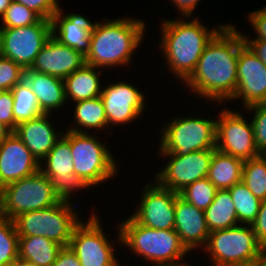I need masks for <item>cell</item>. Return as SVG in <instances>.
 <instances>
[{
  "label": "cell",
  "mask_w": 266,
  "mask_h": 266,
  "mask_svg": "<svg viewBox=\"0 0 266 266\" xmlns=\"http://www.w3.org/2000/svg\"><path fill=\"white\" fill-rule=\"evenodd\" d=\"M117 230L116 243H121L152 265L182 263L180 261L191 253L181 243L174 229L149 228L137 223L130 216L119 222Z\"/></svg>",
  "instance_id": "4"
},
{
  "label": "cell",
  "mask_w": 266,
  "mask_h": 266,
  "mask_svg": "<svg viewBox=\"0 0 266 266\" xmlns=\"http://www.w3.org/2000/svg\"><path fill=\"white\" fill-rule=\"evenodd\" d=\"M24 80L28 83L43 114H52L67 103L64 80L45 73L25 69Z\"/></svg>",
  "instance_id": "23"
},
{
  "label": "cell",
  "mask_w": 266,
  "mask_h": 266,
  "mask_svg": "<svg viewBox=\"0 0 266 266\" xmlns=\"http://www.w3.org/2000/svg\"><path fill=\"white\" fill-rule=\"evenodd\" d=\"M251 225L258 242L266 250V199L262 200L256 220Z\"/></svg>",
  "instance_id": "40"
},
{
  "label": "cell",
  "mask_w": 266,
  "mask_h": 266,
  "mask_svg": "<svg viewBox=\"0 0 266 266\" xmlns=\"http://www.w3.org/2000/svg\"><path fill=\"white\" fill-rule=\"evenodd\" d=\"M51 36V20L42 18L26 27L0 28V55L29 69Z\"/></svg>",
  "instance_id": "12"
},
{
  "label": "cell",
  "mask_w": 266,
  "mask_h": 266,
  "mask_svg": "<svg viewBox=\"0 0 266 266\" xmlns=\"http://www.w3.org/2000/svg\"><path fill=\"white\" fill-rule=\"evenodd\" d=\"M210 256V266H251L265 251L252 225L242 224L211 231L202 250Z\"/></svg>",
  "instance_id": "5"
},
{
  "label": "cell",
  "mask_w": 266,
  "mask_h": 266,
  "mask_svg": "<svg viewBox=\"0 0 266 266\" xmlns=\"http://www.w3.org/2000/svg\"><path fill=\"white\" fill-rule=\"evenodd\" d=\"M84 64L64 79L66 100L75 103L100 97L103 85L100 76L103 69ZM71 99V100H70Z\"/></svg>",
  "instance_id": "24"
},
{
  "label": "cell",
  "mask_w": 266,
  "mask_h": 266,
  "mask_svg": "<svg viewBox=\"0 0 266 266\" xmlns=\"http://www.w3.org/2000/svg\"><path fill=\"white\" fill-rule=\"evenodd\" d=\"M25 69L13 60L0 55V91L12 90L24 80Z\"/></svg>",
  "instance_id": "36"
},
{
  "label": "cell",
  "mask_w": 266,
  "mask_h": 266,
  "mask_svg": "<svg viewBox=\"0 0 266 266\" xmlns=\"http://www.w3.org/2000/svg\"><path fill=\"white\" fill-rule=\"evenodd\" d=\"M201 0H171L176 8H178V13L181 17H189L191 19L192 14L194 15V10L198 6V2Z\"/></svg>",
  "instance_id": "43"
},
{
  "label": "cell",
  "mask_w": 266,
  "mask_h": 266,
  "mask_svg": "<svg viewBox=\"0 0 266 266\" xmlns=\"http://www.w3.org/2000/svg\"><path fill=\"white\" fill-rule=\"evenodd\" d=\"M247 15V20L256 33L254 38L266 40V6L264 5L261 9L252 11Z\"/></svg>",
  "instance_id": "39"
},
{
  "label": "cell",
  "mask_w": 266,
  "mask_h": 266,
  "mask_svg": "<svg viewBox=\"0 0 266 266\" xmlns=\"http://www.w3.org/2000/svg\"><path fill=\"white\" fill-rule=\"evenodd\" d=\"M18 246L14 221L3 217L0 220V265L12 264L19 257Z\"/></svg>",
  "instance_id": "33"
},
{
  "label": "cell",
  "mask_w": 266,
  "mask_h": 266,
  "mask_svg": "<svg viewBox=\"0 0 266 266\" xmlns=\"http://www.w3.org/2000/svg\"><path fill=\"white\" fill-rule=\"evenodd\" d=\"M13 131L6 126L4 123L0 122V142L8 137Z\"/></svg>",
  "instance_id": "44"
},
{
  "label": "cell",
  "mask_w": 266,
  "mask_h": 266,
  "mask_svg": "<svg viewBox=\"0 0 266 266\" xmlns=\"http://www.w3.org/2000/svg\"><path fill=\"white\" fill-rule=\"evenodd\" d=\"M243 160L214 150L207 178L218 190L230 189L242 181Z\"/></svg>",
  "instance_id": "25"
},
{
  "label": "cell",
  "mask_w": 266,
  "mask_h": 266,
  "mask_svg": "<svg viewBox=\"0 0 266 266\" xmlns=\"http://www.w3.org/2000/svg\"><path fill=\"white\" fill-rule=\"evenodd\" d=\"M248 112L253 113L251 125L254 133V141L259 154H266V103H258L245 107ZM252 111V112H251Z\"/></svg>",
  "instance_id": "35"
},
{
  "label": "cell",
  "mask_w": 266,
  "mask_h": 266,
  "mask_svg": "<svg viewBox=\"0 0 266 266\" xmlns=\"http://www.w3.org/2000/svg\"><path fill=\"white\" fill-rule=\"evenodd\" d=\"M12 266H37L36 264L32 263L29 260H25L22 258H16L15 261L12 263Z\"/></svg>",
  "instance_id": "45"
},
{
  "label": "cell",
  "mask_w": 266,
  "mask_h": 266,
  "mask_svg": "<svg viewBox=\"0 0 266 266\" xmlns=\"http://www.w3.org/2000/svg\"><path fill=\"white\" fill-rule=\"evenodd\" d=\"M85 64V56L51 36L35 57L30 70L65 79Z\"/></svg>",
  "instance_id": "19"
},
{
  "label": "cell",
  "mask_w": 266,
  "mask_h": 266,
  "mask_svg": "<svg viewBox=\"0 0 266 266\" xmlns=\"http://www.w3.org/2000/svg\"><path fill=\"white\" fill-rule=\"evenodd\" d=\"M245 44L250 50L266 65V40L263 39H249L247 34H242Z\"/></svg>",
  "instance_id": "42"
},
{
  "label": "cell",
  "mask_w": 266,
  "mask_h": 266,
  "mask_svg": "<svg viewBox=\"0 0 266 266\" xmlns=\"http://www.w3.org/2000/svg\"><path fill=\"white\" fill-rule=\"evenodd\" d=\"M204 215L210 232L239 225L234 203L228 189L216 191L213 202L204 211Z\"/></svg>",
  "instance_id": "28"
},
{
  "label": "cell",
  "mask_w": 266,
  "mask_h": 266,
  "mask_svg": "<svg viewBox=\"0 0 266 266\" xmlns=\"http://www.w3.org/2000/svg\"><path fill=\"white\" fill-rule=\"evenodd\" d=\"M90 214L87 222L82 220L75 227L69 246L81 266H121L115 255L114 242L105 235L100 216Z\"/></svg>",
  "instance_id": "10"
},
{
  "label": "cell",
  "mask_w": 266,
  "mask_h": 266,
  "mask_svg": "<svg viewBox=\"0 0 266 266\" xmlns=\"http://www.w3.org/2000/svg\"><path fill=\"white\" fill-rule=\"evenodd\" d=\"M244 45L242 33L231 23L225 24L206 45L184 86L213 103L230 101L237 89V61Z\"/></svg>",
  "instance_id": "1"
},
{
  "label": "cell",
  "mask_w": 266,
  "mask_h": 266,
  "mask_svg": "<svg viewBox=\"0 0 266 266\" xmlns=\"http://www.w3.org/2000/svg\"><path fill=\"white\" fill-rule=\"evenodd\" d=\"M97 22L90 34V49L85 63L104 70L130 65L134 52L145 38L146 22L142 19L124 18Z\"/></svg>",
  "instance_id": "3"
},
{
  "label": "cell",
  "mask_w": 266,
  "mask_h": 266,
  "mask_svg": "<svg viewBox=\"0 0 266 266\" xmlns=\"http://www.w3.org/2000/svg\"><path fill=\"white\" fill-rule=\"evenodd\" d=\"M74 106L72 119L76 121V126H69L67 130L79 133H88L89 129L94 130V133L96 131L98 133L99 130H109L105 108L100 97L77 101Z\"/></svg>",
  "instance_id": "26"
},
{
  "label": "cell",
  "mask_w": 266,
  "mask_h": 266,
  "mask_svg": "<svg viewBox=\"0 0 266 266\" xmlns=\"http://www.w3.org/2000/svg\"><path fill=\"white\" fill-rule=\"evenodd\" d=\"M138 86L123 80L102 87L100 98L107 117V126L127 125L143 114L146 99Z\"/></svg>",
  "instance_id": "16"
},
{
  "label": "cell",
  "mask_w": 266,
  "mask_h": 266,
  "mask_svg": "<svg viewBox=\"0 0 266 266\" xmlns=\"http://www.w3.org/2000/svg\"><path fill=\"white\" fill-rule=\"evenodd\" d=\"M242 100L247 107L266 103V65L245 44L240 50L237 61V89L230 100Z\"/></svg>",
  "instance_id": "17"
},
{
  "label": "cell",
  "mask_w": 266,
  "mask_h": 266,
  "mask_svg": "<svg viewBox=\"0 0 266 266\" xmlns=\"http://www.w3.org/2000/svg\"><path fill=\"white\" fill-rule=\"evenodd\" d=\"M0 198L3 217L11 220L28 211L52 207L60 201L50 179L40 170L3 186Z\"/></svg>",
  "instance_id": "9"
},
{
  "label": "cell",
  "mask_w": 266,
  "mask_h": 266,
  "mask_svg": "<svg viewBox=\"0 0 266 266\" xmlns=\"http://www.w3.org/2000/svg\"><path fill=\"white\" fill-rule=\"evenodd\" d=\"M220 111L216 119V149L243 161L259 156L251 122L238 110L225 107Z\"/></svg>",
  "instance_id": "13"
},
{
  "label": "cell",
  "mask_w": 266,
  "mask_h": 266,
  "mask_svg": "<svg viewBox=\"0 0 266 266\" xmlns=\"http://www.w3.org/2000/svg\"><path fill=\"white\" fill-rule=\"evenodd\" d=\"M214 150L195 151L184 156L175 153L159 154L158 157H167L169 160L163 165V169L157 170L155 181L160 186L179 193L187 185L207 177Z\"/></svg>",
  "instance_id": "14"
},
{
  "label": "cell",
  "mask_w": 266,
  "mask_h": 266,
  "mask_svg": "<svg viewBox=\"0 0 266 266\" xmlns=\"http://www.w3.org/2000/svg\"><path fill=\"white\" fill-rule=\"evenodd\" d=\"M242 182L255 197L266 199V155L260 154L243 162Z\"/></svg>",
  "instance_id": "31"
},
{
  "label": "cell",
  "mask_w": 266,
  "mask_h": 266,
  "mask_svg": "<svg viewBox=\"0 0 266 266\" xmlns=\"http://www.w3.org/2000/svg\"><path fill=\"white\" fill-rule=\"evenodd\" d=\"M14 96L11 90L0 91V122L8 126L12 131L17 127L13 115Z\"/></svg>",
  "instance_id": "38"
},
{
  "label": "cell",
  "mask_w": 266,
  "mask_h": 266,
  "mask_svg": "<svg viewBox=\"0 0 266 266\" xmlns=\"http://www.w3.org/2000/svg\"><path fill=\"white\" fill-rule=\"evenodd\" d=\"M52 266H81L76 253L70 246L62 247Z\"/></svg>",
  "instance_id": "41"
},
{
  "label": "cell",
  "mask_w": 266,
  "mask_h": 266,
  "mask_svg": "<svg viewBox=\"0 0 266 266\" xmlns=\"http://www.w3.org/2000/svg\"><path fill=\"white\" fill-rule=\"evenodd\" d=\"M156 266H189V264L186 265V262L183 263V261H182V263H176V264H159V265H156Z\"/></svg>",
  "instance_id": "48"
},
{
  "label": "cell",
  "mask_w": 266,
  "mask_h": 266,
  "mask_svg": "<svg viewBox=\"0 0 266 266\" xmlns=\"http://www.w3.org/2000/svg\"><path fill=\"white\" fill-rule=\"evenodd\" d=\"M41 17L23 4L12 1L1 17L0 28L26 27L37 23Z\"/></svg>",
  "instance_id": "34"
},
{
  "label": "cell",
  "mask_w": 266,
  "mask_h": 266,
  "mask_svg": "<svg viewBox=\"0 0 266 266\" xmlns=\"http://www.w3.org/2000/svg\"><path fill=\"white\" fill-rule=\"evenodd\" d=\"M0 266H12V264H5V265H0Z\"/></svg>",
  "instance_id": "50"
},
{
  "label": "cell",
  "mask_w": 266,
  "mask_h": 266,
  "mask_svg": "<svg viewBox=\"0 0 266 266\" xmlns=\"http://www.w3.org/2000/svg\"><path fill=\"white\" fill-rule=\"evenodd\" d=\"M89 133L70 131L74 173L90 187L98 186L118 174V163L107 143Z\"/></svg>",
  "instance_id": "8"
},
{
  "label": "cell",
  "mask_w": 266,
  "mask_h": 266,
  "mask_svg": "<svg viewBox=\"0 0 266 266\" xmlns=\"http://www.w3.org/2000/svg\"><path fill=\"white\" fill-rule=\"evenodd\" d=\"M33 10L42 19L51 20L53 15L60 10L58 0H13Z\"/></svg>",
  "instance_id": "37"
},
{
  "label": "cell",
  "mask_w": 266,
  "mask_h": 266,
  "mask_svg": "<svg viewBox=\"0 0 266 266\" xmlns=\"http://www.w3.org/2000/svg\"><path fill=\"white\" fill-rule=\"evenodd\" d=\"M74 202L59 201L52 207L22 213L13 219L18 236H42L69 246L75 227L83 219Z\"/></svg>",
  "instance_id": "6"
},
{
  "label": "cell",
  "mask_w": 266,
  "mask_h": 266,
  "mask_svg": "<svg viewBox=\"0 0 266 266\" xmlns=\"http://www.w3.org/2000/svg\"><path fill=\"white\" fill-rule=\"evenodd\" d=\"M164 125V126H163ZM158 154L187 155L190 152L216 149V119L176 116L163 124Z\"/></svg>",
  "instance_id": "7"
},
{
  "label": "cell",
  "mask_w": 266,
  "mask_h": 266,
  "mask_svg": "<svg viewBox=\"0 0 266 266\" xmlns=\"http://www.w3.org/2000/svg\"><path fill=\"white\" fill-rule=\"evenodd\" d=\"M251 266H266V250L258 257Z\"/></svg>",
  "instance_id": "46"
},
{
  "label": "cell",
  "mask_w": 266,
  "mask_h": 266,
  "mask_svg": "<svg viewBox=\"0 0 266 266\" xmlns=\"http://www.w3.org/2000/svg\"><path fill=\"white\" fill-rule=\"evenodd\" d=\"M3 218V215H2V207H1V198H0V220Z\"/></svg>",
  "instance_id": "49"
},
{
  "label": "cell",
  "mask_w": 266,
  "mask_h": 266,
  "mask_svg": "<svg viewBox=\"0 0 266 266\" xmlns=\"http://www.w3.org/2000/svg\"><path fill=\"white\" fill-rule=\"evenodd\" d=\"M174 230L189 252L197 250V247L202 250L210 234L204 211L187 202L179 194L175 200Z\"/></svg>",
  "instance_id": "20"
},
{
  "label": "cell",
  "mask_w": 266,
  "mask_h": 266,
  "mask_svg": "<svg viewBox=\"0 0 266 266\" xmlns=\"http://www.w3.org/2000/svg\"><path fill=\"white\" fill-rule=\"evenodd\" d=\"M52 114H42L34 119L17 124L13 131L40 163L62 137L63 132L55 130Z\"/></svg>",
  "instance_id": "22"
},
{
  "label": "cell",
  "mask_w": 266,
  "mask_h": 266,
  "mask_svg": "<svg viewBox=\"0 0 266 266\" xmlns=\"http://www.w3.org/2000/svg\"><path fill=\"white\" fill-rule=\"evenodd\" d=\"M39 162L12 132L0 142V189L39 171Z\"/></svg>",
  "instance_id": "18"
},
{
  "label": "cell",
  "mask_w": 266,
  "mask_h": 266,
  "mask_svg": "<svg viewBox=\"0 0 266 266\" xmlns=\"http://www.w3.org/2000/svg\"><path fill=\"white\" fill-rule=\"evenodd\" d=\"M12 1L13 0H0V18L4 15Z\"/></svg>",
  "instance_id": "47"
},
{
  "label": "cell",
  "mask_w": 266,
  "mask_h": 266,
  "mask_svg": "<svg viewBox=\"0 0 266 266\" xmlns=\"http://www.w3.org/2000/svg\"><path fill=\"white\" fill-rule=\"evenodd\" d=\"M188 18H164L160 24V52L167 69L181 82H185L191 76L206 45L225 25L219 24L211 29L203 25L198 18Z\"/></svg>",
  "instance_id": "2"
},
{
  "label": "cell",
  "mask_w": 266,
  "mask_h": 266,
  "mask_svg": "<svg viewBox=\"0 0 266 266\" xmlns=\"http://www.w3.org/2000/svg\"><path fill=\"white\" fill-rule=\"evenodd\" d=\"M217 190L205 177L187 185L179 195L196 208L205 211L213 202Z\"/></svg>",
  "instance_id": "32"
},
{
  "label": "cell",
  "mask_w": 266,
  "mask_h": 266,
  "mask_svg": "<svg viewBox=\"0 0 266 266\" xmlns=\"http://www.w3.org/2000/svg\"><path fill=\"white\" fill-rule=\"evenodd\" d=\"M39 170L50 179L52 188L60 201L71 202L74 192L91 188L74 173L70 130H65L62 137L43 158L39 164Z\"/></svg>",
  "instance_id": "11"
},
{
  "label": "cell",
  "mask_w": 266,
  "mask_h": 266,
  "mask_svg": "<svg viewBox=\"0 0 266 266\" xmlns=\"http://www.w3.org/2000/svg\"><path fill=\"white\" fill-rule=\"evenodd\" d=\"M63 246L42 236H19V258L37 266H52Z\"/></svg>",
  "instance_id": "27"
},
{
  "label": "cell",
  "mask_w": 266,
  "mask_h": 266,
  "mask_svg": "<svg viewBox=\"0 0 266 266\" xmlns=\"http://www.w3.org/2000/svg\"><path fill=\"white\" fill-rule=\"evenodd\" d=\"M11 91L14 96L13 115L17 124L43 114L35 94L25 80L18 83Z\"/></svg>",
  "instance_id": "30"
},
{
  "label": "cell",
  "mask_w": 266,
  "mask_h": 266,
  "mask_svg": "<svg viewBox=\"0 0 266 266\" xmlns=\"http://www.w3.org/2000/svg\"><path fill=\"white\" fill-rule=\"evenodd\" d=\"M153 181L144 185L139 199L140 204L131 217L137 223L149 228L174 229L175 200L179 193L160 186L154 179Z\"/></svg>",
  "instance_id": "15"
},
{
  "label": "cell",
  "mask_w": 266,
  "mask_h": 266,
  "mask_svg": "<svg viewBox=\"0 0 266 266\" xmlns=\"http://www.w3.org/2000/svg\"><path fill=\"white\" fill-rule=\"evenodd\" d=\"M228 190L234 203L239 224L251 225L256 220L262 200L255 197L242 181Z\"/></svg>",
  "instance_id": "29"
},
{
  "label": "cell",
  "mask_w": 266,
  "mask_h": 266,
  "mask_svg": "<svg viewBox=\"0 0 266 266\" xmlns=\"http://www.w3.org/2000/svg\"><path fill=\"white\" fill-rule=\"evenodd\" d=\"M52 36L61 44L73 48L86 56L90 49V34L94 30L97 22H91L81 14L67 13L64 14L60 6L53 18Z\"/></svg>",
  "instance_id": "21"
}]
</instances>
